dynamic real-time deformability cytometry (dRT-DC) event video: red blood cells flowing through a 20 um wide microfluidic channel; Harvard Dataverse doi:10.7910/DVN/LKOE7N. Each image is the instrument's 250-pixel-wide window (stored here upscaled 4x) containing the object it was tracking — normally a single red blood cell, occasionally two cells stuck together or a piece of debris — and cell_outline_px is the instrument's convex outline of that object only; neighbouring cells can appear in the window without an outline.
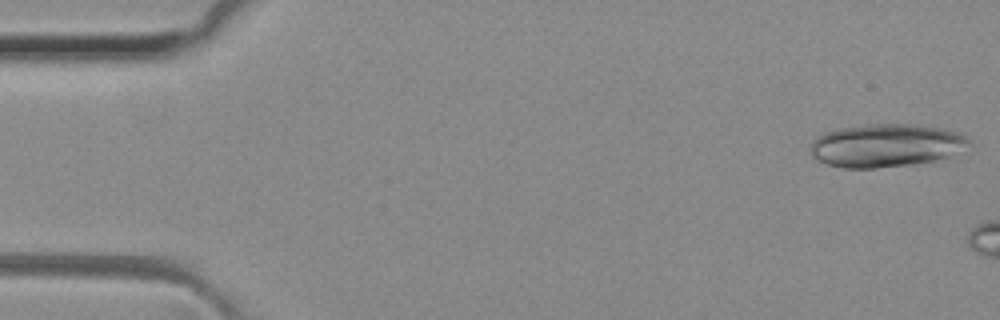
{"species": "common noctule bat (a hibernating species)", "species_latin": "Nyctalus noctula", "temperature_condition": "room temperature", "stored_images_in_passage": 6, "camera_frame_rate_fps": 3000, "um_per_image_px": 0.085, "animal": {"sex": "female", "body_mass_g": 29.2, "forearm_length_mm": 56.3}, "frame": {"image": 1, "passage_image": 1, "time_ms": 0.0, "image_size_px": [1000, 320], "cell_outline_px": [[976, 144], [948, 156], [932, 160], [912, 164], [876, 168], [844, 168], [828, 164], [812, 156], [812, 140], [816, 136], [824, 132], [840, 128], [872, 124], [912, 124], [940, 128], [960, 132], [968, 136]], "centroid_in_image_um": [75.37, 12.35], "position_along_channel_um": 9.6, "area_um2": 39.88}}